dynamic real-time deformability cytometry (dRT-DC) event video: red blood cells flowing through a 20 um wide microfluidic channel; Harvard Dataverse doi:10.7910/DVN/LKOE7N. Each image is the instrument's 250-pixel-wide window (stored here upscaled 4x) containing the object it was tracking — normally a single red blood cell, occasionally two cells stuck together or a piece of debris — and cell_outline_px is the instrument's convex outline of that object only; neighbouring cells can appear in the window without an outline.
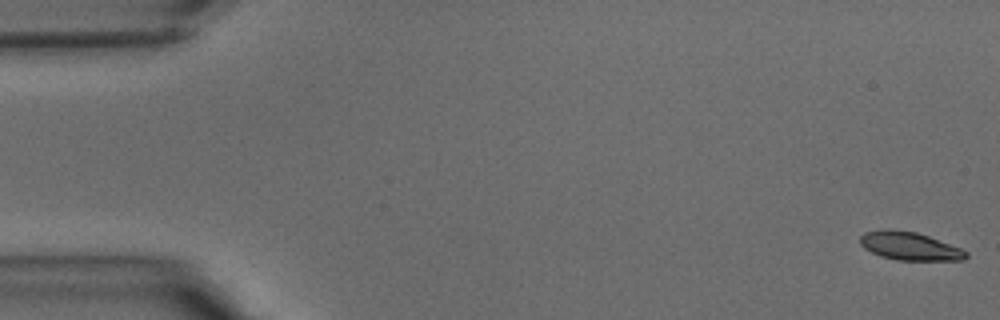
{"species": "common noctule bat (a hibernating species)", "species_latin": "Nyctalus noctula", "temperature_condition": "warm", "stored_images_in_passage": 39, "camera_frame_rate_fps": 3000, "um_per_image_px": 0.085, "animal": {"sex": "male", "body_mass_g": 15.6}, "frame": {"image": 1, "passage_image": 1, "time_ms": 0.0, "image_size_px": [1000, 320], "cell_outline_px": [[968, 256], [964, 260], [896, 260], [880, 256], [864, 248], [860, 244], [860, 236], [864, 232], [880, 228], [888, 228], [916, 232], [928, 236], [960, 248], [968, 252]], "centroid_in_image_um": [77.27, 20.9], "position_along_channel_um": 7.7, "area_um2": 17.51}}
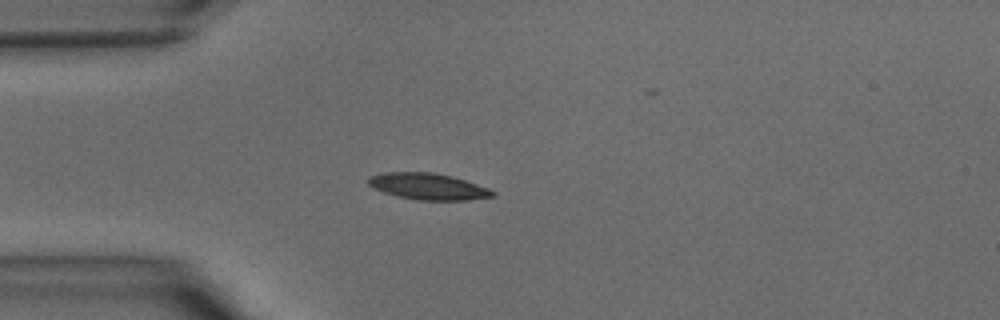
{"frame": {"image": 2, "passage_image": 11, "time_ms": 3.333, "image_size_px": [1000, 320], "cell_outline_px": [[496, 196], [468, 200], [416, 200], [396, 196], [372, 188], [368, 184], [368, 176], [384, 172], [432, 172], [452, 176], [488, 188], [496, 192]], "centroid_in_image_um": [36.37, 15.85], "position_along_channel_um": 48.6, "area_um2": 19.25}}
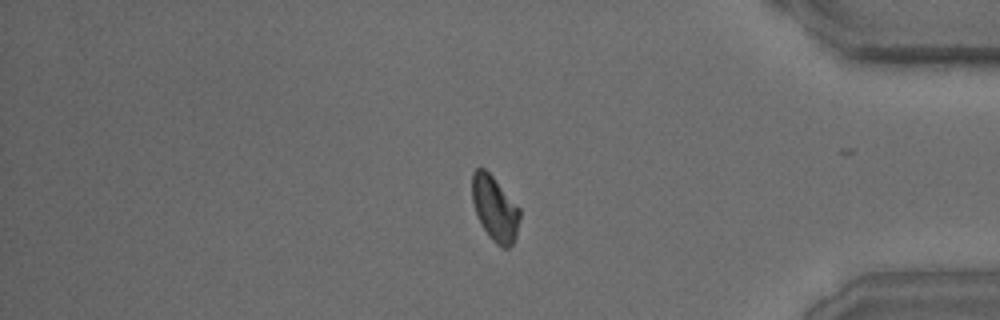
{"frame": {"image": 3, "passage_image": 34, "time_ms": 11.0, "image_size_px": [1000, 320], "cell_outline_px": [[520, 216], [516, 236], [512, 244], [508, 248], [504, 248], [496, 244], [492, 240], [476, 216], [472, 200], [472, 172], [476, 168], [484, 168], [492, 176], [520, 208]], "centroid_in_image_um": [42.05, 17.72], "position_along_channel_um": 393.1, "area_um2": 17.92}}